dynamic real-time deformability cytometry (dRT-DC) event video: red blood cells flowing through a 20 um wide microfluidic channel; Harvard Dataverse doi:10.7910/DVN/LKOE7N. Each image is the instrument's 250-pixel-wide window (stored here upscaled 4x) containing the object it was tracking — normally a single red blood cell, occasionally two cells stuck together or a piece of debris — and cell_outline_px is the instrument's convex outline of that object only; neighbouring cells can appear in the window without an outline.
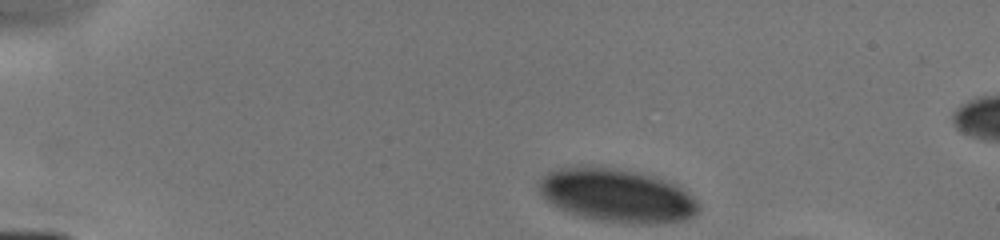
{"species": "human", "species_latin": "Homo sapiens", "temperature_condition": "cold", "stored_images_in_passage": 5, "camera_frame_rate_fps": 3000, "um_per_image_px": 0.085, "donor": {"sex": "male"}, "frame": {"image": 1, "passage_image": 1, "time_ms": 0.0, "image_size_px": [1000, 240], "cell_outline_px": [[700, 208], [696, 216], [684, 220], [648, 224], [640, 224], [600, 220], [580, 216], [568, 212], [552, 204], [540, 192], [540, 180], [548, 172], [560, 168], [580, 164], [588, 164], [616, 168], [640, 172], [668, 180], [676, 184], [688, 192], [700, 204]], "centroid_in_image_um": [52.48, 16.59], "position_along_channel_um": 32.5, "area_um2": 50.11}}
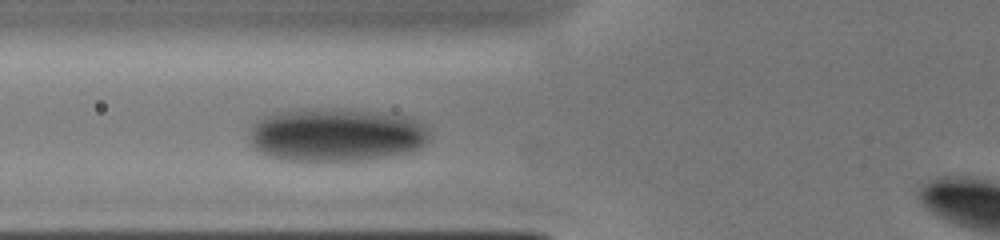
{"frame": {"image": 2, "passage_image": 5, "time_ms": 3.333, "image_size_px": [1000, 240], "cell_outline_px": [[428, 140], [420, 148], [412, 152], [360, 160], [280, 160], [268, 156], [260, 152], [248, 140], [248, 136], [252, 124], [260, 116], [272, 112], [304, 108], [344, 108], [376, 112], [404, 116], [428, 128]], "centroid_in_image_um": [28.48, 11.44], "position_along_channel_um": 97.3, "area_um2": 56.47}}